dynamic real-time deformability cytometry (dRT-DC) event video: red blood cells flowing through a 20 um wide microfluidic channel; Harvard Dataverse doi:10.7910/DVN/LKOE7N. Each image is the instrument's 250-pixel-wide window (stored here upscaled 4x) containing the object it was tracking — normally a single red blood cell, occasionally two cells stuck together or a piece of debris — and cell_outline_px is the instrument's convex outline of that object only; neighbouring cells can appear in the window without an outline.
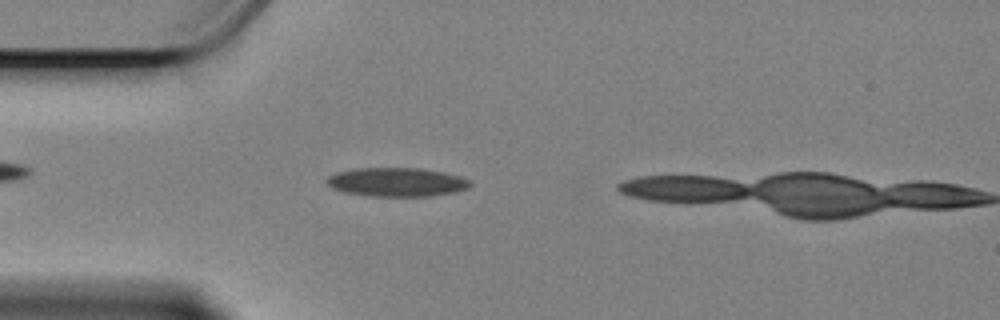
{"species": "Egyptian fruit bat (a non-hibernating species)", "species_latin": "Rousettus aegyptiacus", "temperature_condition": "cold", "stored_images_in_passage": 10, "camera_frame_rate_fps": 3000, "um_per_image_px": 0.085, "animal": {"sex": "female"}, "frame": {"image": 1, "passage_image": 9, "time_ms": 2.667, "image_size_px": [1000, 320], "cell_outline_px": [[472, 184], [468, 188], [452, 192], [432, 196], [368, 196], [344, 192], [332, 188], [328, 184], [328, 176], [336, 172], [356, 168], [420, 168], [444, 172], [460, 176], [472, 180]], "centroid_in_image_um": [33.74, 15.47], "position_along_channel_um": 51.3, "area_um2": 24.16}}